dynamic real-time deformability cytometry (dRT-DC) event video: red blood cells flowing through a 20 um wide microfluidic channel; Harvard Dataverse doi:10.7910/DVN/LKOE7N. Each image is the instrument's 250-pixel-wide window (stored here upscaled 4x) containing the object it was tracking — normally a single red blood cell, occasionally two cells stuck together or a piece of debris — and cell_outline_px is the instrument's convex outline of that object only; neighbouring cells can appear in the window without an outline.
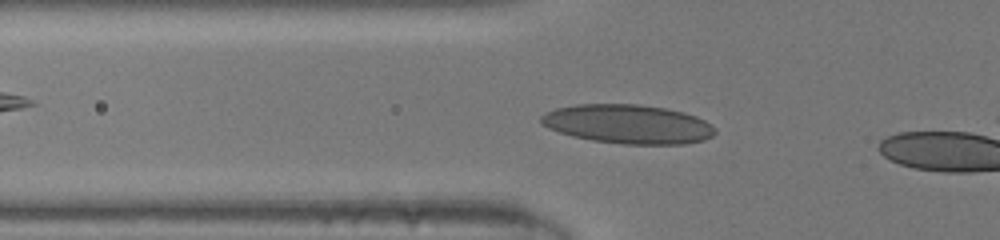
{"species": "human", "species_latin": "Homo sapiens", "temperature_condition": "room temperature", "stored_images_in_passage": 32, "camera_frame_rate_fps": 3000, "um_per_image_px": 0.085, "donor": {"sex": "male"}, "frame": {"image": 1, "passage_image": 7, "time_ms": 2.0, "image_size_px": [1000, 240], "cell_outline_px": [[716, 132], [712, 136], [704, 140], [684, 144], [624, 144], [592, 140], [572, 136], [548, 128], [540, 120], [540, 116], [556, 108], [576, 104], [636, 104], [664, 108], [684, 112], [696, 116], [704, 120], [716, 128]], "centroid_in_image_um": [53.4, 10.55], "position_along_channel_um": 72.4, "area_um2": 39.48}}
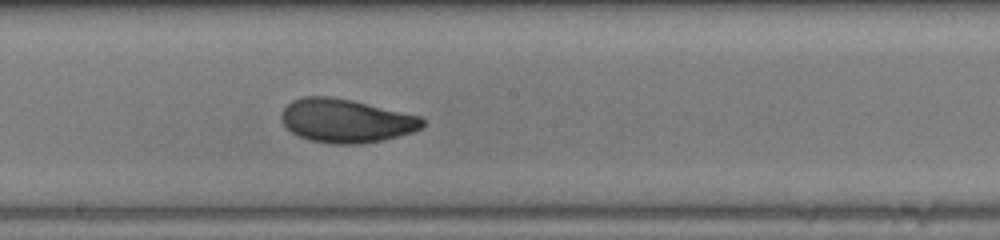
{"frame": {"image": 2, "passage_image": 17, "time_ms": 5.333, "image_size_px": [1000, 240], "cell_outline_px": [[424, 124], [420, 128], [412, 132], [380, 140], [356, 144], [336, 144], [312, 140], [300, 136], [292, 132], [284, 124], [280, 116], [284, 108], [292, 100], [304, 96], [332, 96], [352, 100], [420, 116], [424, 120]], "centroid_in_image_um": [29.39, 10.24], "position_along_channel_um": 218.8, "area_um2": 35.43}}
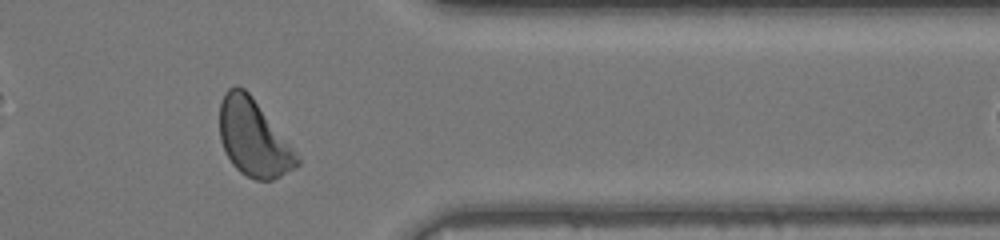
{"frame": {"image": 3, "passage_image": 29, "time_ms": 9.333, "image_size_px": [1000, 240], "cell_outline_px": [[300, 164], [296, 168], [272, 180], [256, 180], [240, 172], [232, 164], [220, 140], [220, 100], [224, 92], [228, 88], [236, 84], [244, 88], [252, 96], [300, 160]], "centroid_in_image_um": [21.5, 11.72], "position_along_channel_um": 389.9, "area_um2": 33.99}}